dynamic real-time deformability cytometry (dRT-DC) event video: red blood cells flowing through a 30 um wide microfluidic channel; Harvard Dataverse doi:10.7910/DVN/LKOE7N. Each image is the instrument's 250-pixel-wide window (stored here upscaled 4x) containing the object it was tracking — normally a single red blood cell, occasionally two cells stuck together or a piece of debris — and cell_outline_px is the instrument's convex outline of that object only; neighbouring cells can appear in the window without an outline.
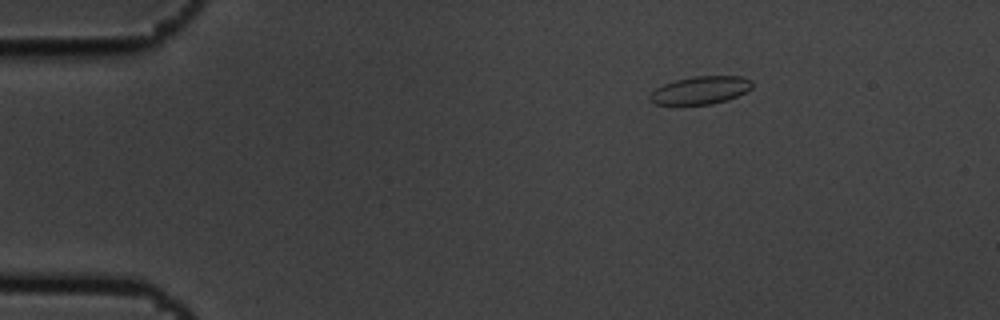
{"species": "common noctule bat (a hibernating species)", "species_latin": "Nyctalus noctula", "temperature_condition": "cold", "stored_images_in_passage": 4, "camera_frame_rate_fps": 3000, "um_per_image_px": 0.085, "animal": {"sex": "male", "body_mass_g": 19.5, "forearm_length_mm": 54.6}, "frame": {"image": 1, "passage_image": 1, "time_ms": 0.0, "image_size_px": [1000, 320], "cell_outline_px": [[752, 88], [728, 100], [712, 104], [652, 104], [648, 100], [648, 96], [656, 88], [664, 84], [676, 80], [696, 76], [740, 76], [752, 80]], "centroid_in_image_um": [59.52, 7.67], "position_along_channel_um": 25.5, "area_um2": 16.53}}